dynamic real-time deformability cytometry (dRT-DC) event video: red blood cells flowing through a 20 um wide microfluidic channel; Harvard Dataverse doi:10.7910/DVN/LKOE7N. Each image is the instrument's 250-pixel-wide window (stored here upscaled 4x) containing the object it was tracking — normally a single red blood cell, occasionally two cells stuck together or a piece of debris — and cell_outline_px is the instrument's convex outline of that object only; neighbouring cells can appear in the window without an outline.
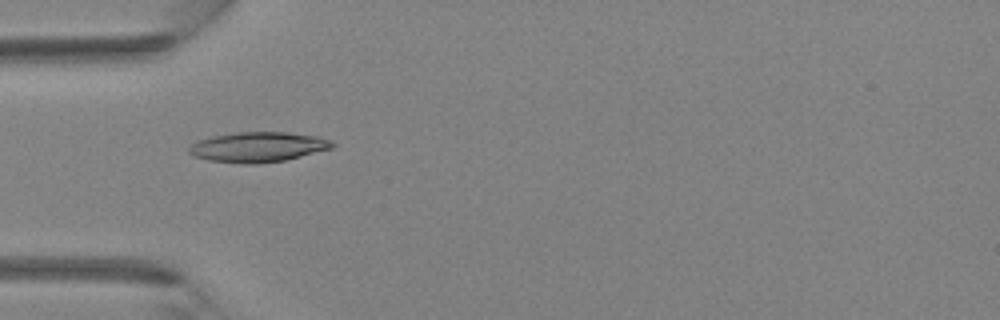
{"species": "Egyptian fruit bat (a non-hibernating species)", "species_latin": "Rousettus aegyptiacus", "temperature_condition": "room temperature", "stored_images_in_passage": 4, "camera_frame_rate_fps": 3000, "um_per_image_px": 0.085, "animal": {"sex": "female"}, "frame": {"image": 1, "passage_image": 4, "time_ms": 3.333, "image_size_px": [1000, 320], "cell_outline_px": [[336, 144], [332, 148], [284, 160], [252, 164], [244, 164], [208, 160], [196, 156], [188, 152], [188, 148], [192, 144], [200, 140], [212, 136], [236, 132], [288, 132], [320, 136]], "centroid_in_image_um": [21.94, 12.49], "position_along_channel_um": 63.1, "area_um2": 24.91}}